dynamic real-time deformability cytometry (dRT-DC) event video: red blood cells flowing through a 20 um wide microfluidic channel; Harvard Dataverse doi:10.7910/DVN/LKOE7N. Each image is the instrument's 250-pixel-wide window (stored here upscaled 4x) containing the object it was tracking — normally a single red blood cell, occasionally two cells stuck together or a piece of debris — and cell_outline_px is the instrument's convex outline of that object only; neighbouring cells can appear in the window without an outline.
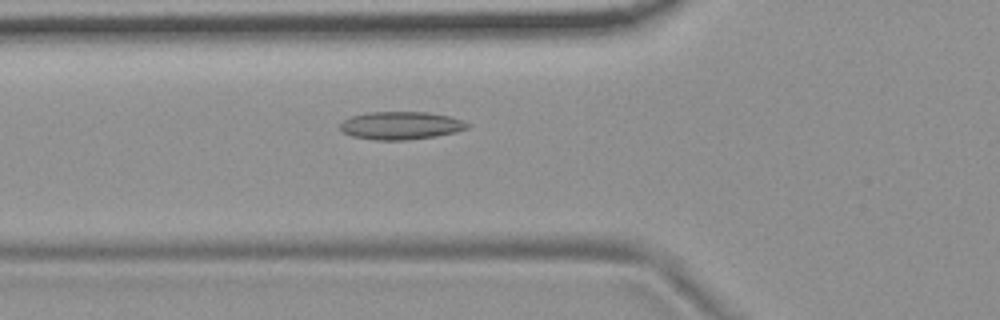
{"species": "common noctule bat (a hibernating species)", "species_latin": "Nyctalus noctula", "temperature_condition": "room temperature", "stored_images_in_passage": 49, "camera_frame_rate_fps": 3000, "um_per_image_px": 0.085, "animal": {"sex": "female", "body_mass_g": 19.9}, "frame": {"image": 1, "passage_image": 14, "time_ms": 4.333, "image_size_px": [1000, 320], "cell_outline_px": [[472, 124], [468, 128], [456, 132], [436, 136], [404, 140], [376, 140], [352, 136], [344, 132], [340, 128], [340, 124], [344, 120], [352, 116], [368, 112], [428, 112], [448, 116]], "centroid_in_image_um": [34.09, 10.67], "position_along_channel_um": 91.7, "area_um2": 20.58}}
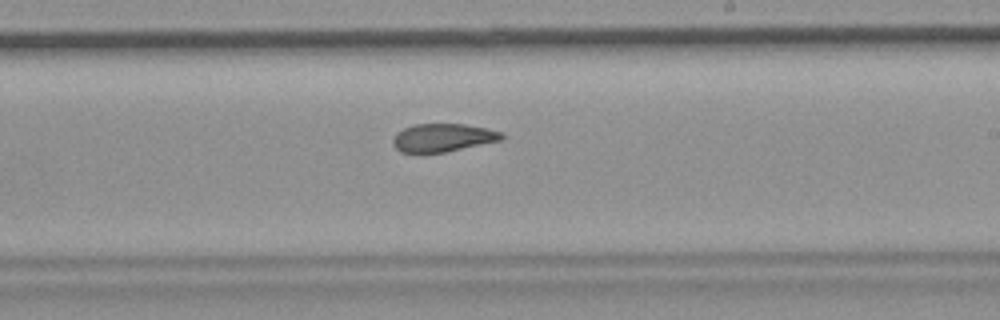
{"frame": {"image": 2, "passage_image": 27, "time_ms": 8.667, "image_size_px": [1000, 320], "cell_outline_px": [[504, 140], [444, 152], [400, 152], [392, 144], [392, 140], [396, 132], [412, 124], [464, 124], [488, 128], [504, 132]], "centroid_in_image_um": [37.67, 11.69], "position_along_channel_um": 251.3, "area_um2": 17.98}}
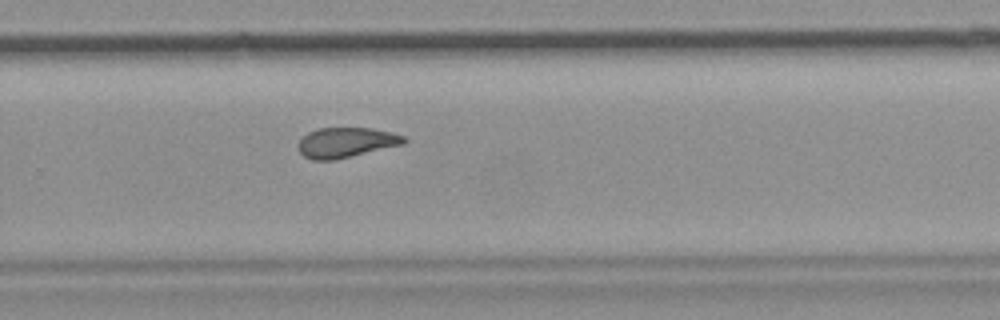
{"frame": {"image": 3, "passage_image": 31, "time_ms": 10.0, "image_size_px": [1000, 320], "cell_outline_px": [[408, 140], [404, 144], [336, 160], [312, 160], [304, 156], [300, 152], [296, 144], [308, 132], [320, 128], [372, 128], [392, 132], [404, 136]], "centroid_in_image_um": [29.42, 12.12], "position_along_channel_um": 300.4, "area_um2": 18.67}, "authors_computed_cell_mechanics": {"area_um2": 19.4208, "velocity_mm_per_s": 3.6942, "shape_relaxation_time_tau1_ms": 9.9058, "shape_relaxation_time_tau2_ms": 2.7616, "deformation_change_tau1": 0.2155, "deformation_change_tau2": 0.096}}